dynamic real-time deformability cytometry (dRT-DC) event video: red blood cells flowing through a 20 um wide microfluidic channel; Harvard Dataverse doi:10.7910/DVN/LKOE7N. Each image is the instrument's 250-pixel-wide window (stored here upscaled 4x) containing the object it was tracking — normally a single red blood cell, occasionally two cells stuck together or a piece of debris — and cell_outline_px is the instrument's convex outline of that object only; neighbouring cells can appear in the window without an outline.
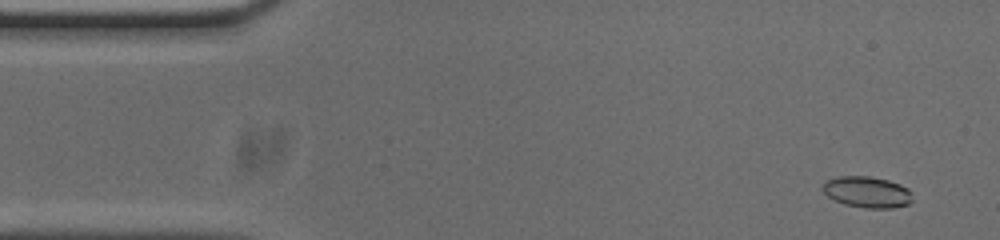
{"species": "common noctule bat (a hibernating species)", "species_latin": "Nyctalus noctula", "temperature_condition": "cold", "stored_images_in_passage": 53, "camera_frame_rate_fps": 3000, "um_per_image_px": 0.085, "animal": {"sex": "male", "body_mass_g": 20.0, "forearm_length_mm": 53.3}, "frame": {"image": 1, "passage_image": 3, "time_ms": 0.667, "image_size_px": [1000, 240], "cell_outline_px": [[912, 200], [908, 204], [892, 208], [864, 208], [844, 204], [828, 196], [820, 188], [828, 180], [836, 176], [868, 176], [888, 180], [900, 184], [908, 188], [912, 192]], "centroid_in_image_um": [73.72, 16.32], "position_along_channel_um": 11.3, "area_um2": 16.36}}
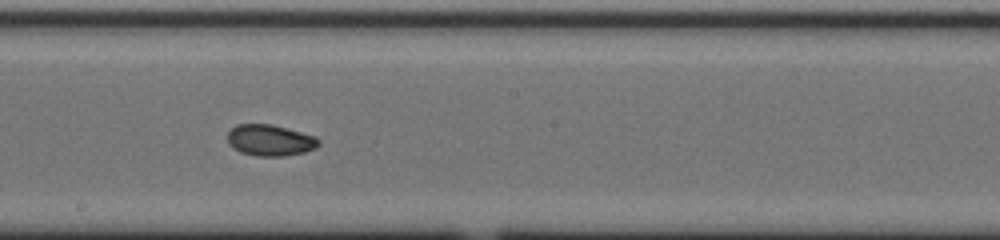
{"frame": {"image": 2, "passage_image": 28, "time_ms": 9.0, "image_size_px": [1000, 240], "cell_outline_px": [[320, 144], [316, 148], [304, 152], [284, 156], [256, 156], [240, 152], [232, 148], [228, 144], [228, 132], [236, 124], [272, 124], [316, 136], [320, 140]], "centroid_in_image_um": [22.96, 11.92], "position_along_channel_um": 225.2, "area_um2": 16.76}}
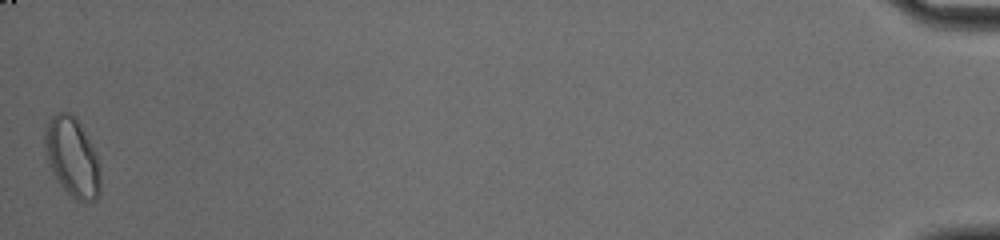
{"frame": {"image": 3, "passage_image": 53, "time_ms": 17.333, "image_size_px": [1000, 240], "cell_outline_px": [[100, 196], [96, 200], [84, 204], [76, 200], [60, 184], [52, 172], [48, 164], [44, 144], [44, 128], [52, 116], [56, 112], [68, 112], [80, 124], [100, 164]], "centroid_in_image_um": [6.14, 13.41], "position_along_channel_um": 429.1, "area_um2": 25.61}, "authors_computed_cell_mechanics": {"area_um2": 16.762, "velocity_mm_per_s": 3.7482, "shape_relaxation_time_tau1_ms": null, "shape_relaxation_time_tau2_ms": 3.581, "deformation_change_tau1": null, "deformation_change_tau2": 0.0617}}